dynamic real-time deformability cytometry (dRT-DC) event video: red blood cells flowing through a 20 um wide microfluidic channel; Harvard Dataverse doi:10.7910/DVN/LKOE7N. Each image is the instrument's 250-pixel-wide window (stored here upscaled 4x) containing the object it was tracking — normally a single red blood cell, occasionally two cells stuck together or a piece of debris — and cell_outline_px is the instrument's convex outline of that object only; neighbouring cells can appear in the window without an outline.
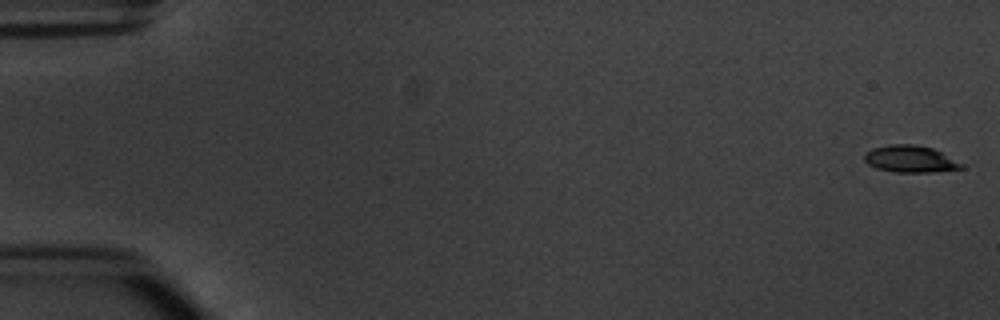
{"species": "common noctule bat (a hibernating species)", "species_latin": "Nyctalus noctula", "temperature_condition": "warm", "stored_images_in_passage": 5, "camera_frame_rate_fps": 3000, "um_per_image_px": 0.085, "animal": {"sex": "male", "body_mass_g": 20.1, "forearm_length_mm": 53.5}, "frame": {"image": 1, "passage_image": 1, "time_ms": 0.0, "image_size_px": [1000, 320], "cell_outline_px": [[968, 164], [964, 168], [932, 172], [892, 172], [876, 168], [868, 164], [864, 160], [864, 156], [872, 148], [892, 144], [912, 144], [932, 148]], "centroid_in_image_um": [77.44, 13.52], "position_along_channel_um": 7.6, "area_um2": 15.37}}
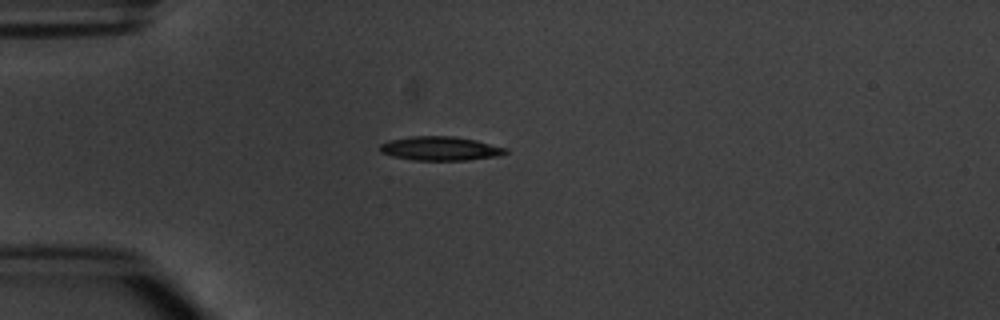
{"frame": {"image": 2, "passage_image": 5, "time_ms": 4.667, "image_size_px": [1000, 320], "cell_outline_px": [[508, 152], [500, 156], [464, 160], [416, 160], [392, 156], [380, 152], [380, 144], [388, 140], [412, 136], [452, 136], [476, 140], [508, 148]], "centroid_in_image_um": [37.44, 12.62], "position_along_channel_um": 47.6, "area_um2": 17.57}}